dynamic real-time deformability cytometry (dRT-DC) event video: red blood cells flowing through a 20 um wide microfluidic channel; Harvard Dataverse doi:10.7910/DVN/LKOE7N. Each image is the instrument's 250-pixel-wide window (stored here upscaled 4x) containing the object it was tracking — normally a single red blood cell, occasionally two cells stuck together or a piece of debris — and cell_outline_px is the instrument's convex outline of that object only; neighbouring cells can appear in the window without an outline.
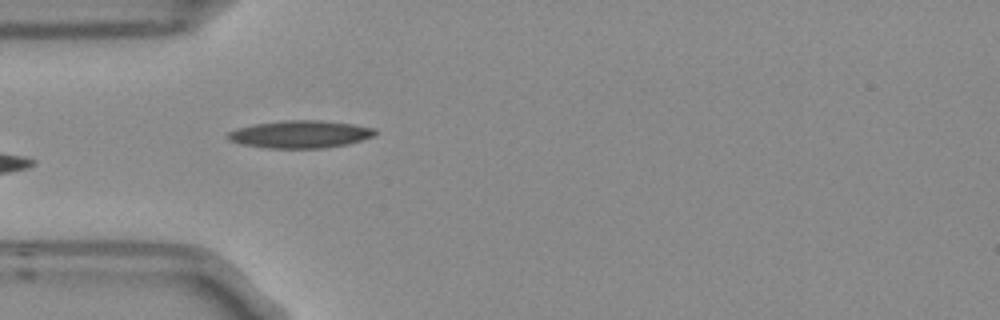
{"species": "Egyptian fruit bat (a non-hibernating species)", "species_latin": "Rousettus aegyptiacus", "temperature_condition": "room temperature", "stored_images_in_passage": 3, "camera_frame_rate_fps": 3000, "um_per_image_px": 0.085, "frame": {"image": 1, "passage_image": 3, "time_ms": 0.667, "image_size_px": [1000, 320], "cell_outline_px": [[376, 136], [348, 144], [324, 148], [268, 148], [240, 144], [228, 140], [224, 136], [228, 132], [252, 124], [284, 120], [320, 120], [352, 124], [376, 128]], "centroid_in_image_um": [25.52, 11.41], "position_along_channel_um": 59.5, "area_um2": 23.81}}